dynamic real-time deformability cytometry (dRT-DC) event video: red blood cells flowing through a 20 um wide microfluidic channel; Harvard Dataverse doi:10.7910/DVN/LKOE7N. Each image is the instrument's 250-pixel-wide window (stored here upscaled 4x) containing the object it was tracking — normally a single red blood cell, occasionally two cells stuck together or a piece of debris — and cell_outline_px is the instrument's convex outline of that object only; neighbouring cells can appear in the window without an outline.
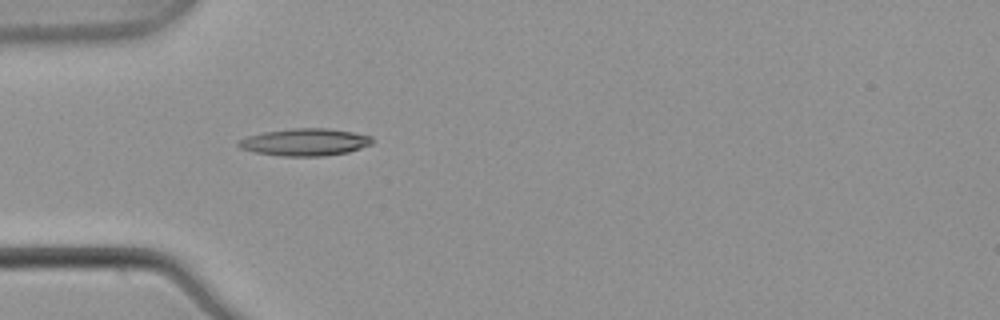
{"species": "common noctule bat (a hibernating species)", "species_latin": "Nyctalus noctula", "temperature_condition": "warm", "stored_images_in_passage": 5, "camera_frame_rate_fps": 3000, "um_per_image_px": 0.085, "animal": {"sex": "male", "body_mass_g": 21.5, "forearm_length_mm": 52.0}, "frame": {"image": 1, "passage_image": 5, "time_ms": 1.333, "image_size_px": [1000, 320], "cell_outline_px": [[372, 144], [348, 152], [324, 156], [280, 156], [252, 152], [240, 148], [236, 144], [236, 140], [248, 136], [264, 132], [292, 128], [328, 128], [352, 132], [372, 136]], "centroid_in_image_um": [25.88, 12.08], "position_along_channel_um": 59.1, "area_um2": 21.39}}